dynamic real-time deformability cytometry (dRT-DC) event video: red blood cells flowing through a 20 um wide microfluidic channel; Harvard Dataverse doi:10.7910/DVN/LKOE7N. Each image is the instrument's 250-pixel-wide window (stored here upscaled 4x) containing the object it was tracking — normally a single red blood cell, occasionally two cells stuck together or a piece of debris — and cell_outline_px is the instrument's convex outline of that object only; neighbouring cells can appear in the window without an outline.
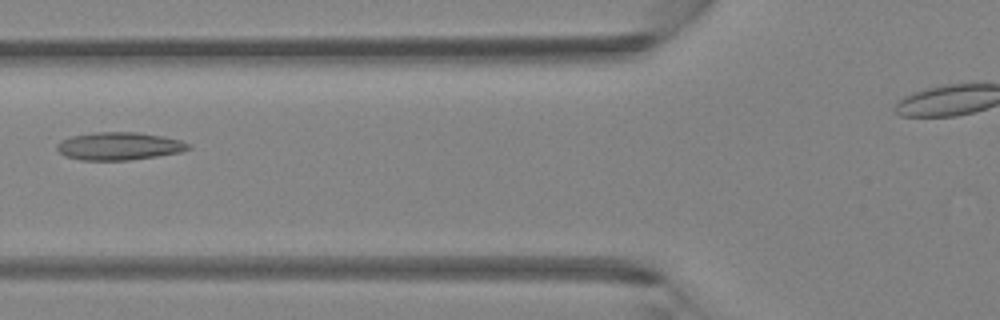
{"species": "Egyptian fruit bat (a non-hibernating species)", "species_latin": "Rousettus aegyptiacus", "temperature_condition": "room temperature", "stored_images_in_passage": 4, "camera_frame_rate_fps": 3000, "um_per_image_px": 0.085, "animal": {"sex": "female"}, "frame": {"image": 1, "passage_image": 4, "time_ms": 1.0, "image_size_px": [1000, 320], "cell_outline_px": [[192, 148], [180, 152], [156, 156], [128, 160], [80, 160], [64, 156], [56, 148], [56, 144], [60, 140], [72, 136], [96, 132], [136, 132], [164, 136], [180, 140], [192, 144]], "centroid_in_image_um": [10.13, 12.42], "position_along_channel_um": 115.7, "area_um2": 21.39}}